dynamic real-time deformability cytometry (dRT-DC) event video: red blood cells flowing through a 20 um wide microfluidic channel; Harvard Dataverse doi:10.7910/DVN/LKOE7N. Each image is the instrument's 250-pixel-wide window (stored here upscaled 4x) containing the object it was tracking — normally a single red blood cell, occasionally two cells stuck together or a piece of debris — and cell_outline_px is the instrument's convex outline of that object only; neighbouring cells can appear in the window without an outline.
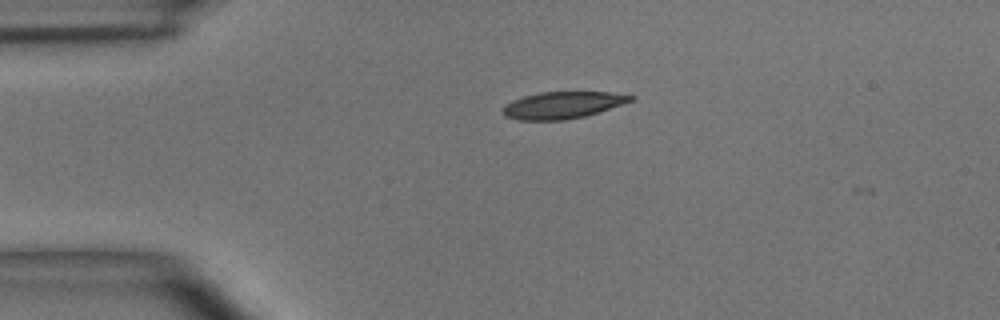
{"species": "common noctule bat (a hibernating species)", "species_latin": "Nyctalus noctula", "temperature_condition": "room temperature", "stored_images_in_passage": 2, "camera_frame_rate_fps": 3000, "um_per_image_px": 0.085, "animal": {"sex": "male", "body_mass_g": 15.6}, "frame": {"image": 1, "passage_image": 1, "time_ms": 0.0, "image_size_px": [1000, 320], "cell_outline_px": [[636, 96], [632, 100], [584, 116], [564, 120], [520, 120], [504, 116], [504, 104], [512, 100], [524, 96], [540, 92], [608, 92]], "centroid_in_image_um": [47.76, 8.93], "position_along_channel_um": 37.2, "area_um2": 19.65}}